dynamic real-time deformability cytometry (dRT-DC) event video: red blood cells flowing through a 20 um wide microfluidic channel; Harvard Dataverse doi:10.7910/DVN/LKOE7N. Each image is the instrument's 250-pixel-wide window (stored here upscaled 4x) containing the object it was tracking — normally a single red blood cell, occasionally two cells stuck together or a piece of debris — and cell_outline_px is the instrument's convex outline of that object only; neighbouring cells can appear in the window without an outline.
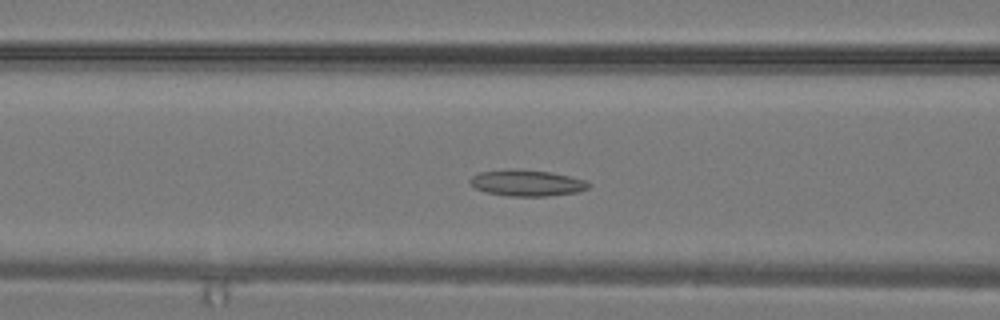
{"species": "common noctule bat (a hibernating species)", "species_latin": "Nyctalus noctula", "temperature_condition": "warm", "stored_images_in_passage": 31, "camera_frame_rate_fps": 3000, "um_per_image_px": 0.085, "animal": {"sex": "male", "body_mass_g": 19.2, "forearm_length_mm": 51.8}, "frame": {"image": 1, "passage_image": 12, "time_ms": 3.667, "image_size_px": [1000, 320], "cell_outline_px": [[592, 184], [588, 188], [576, 192], [548, 196], [508, 196], [484, 192], [476, 188], [468, 180], [472, 176], [480, 172], [508, 168], [512, 168], [548, 172], [588, 180]], "centroid_in_image_um": [44.78, 15.55], "position_along_channel_um": 121.8, "area_um2": 18.21}}
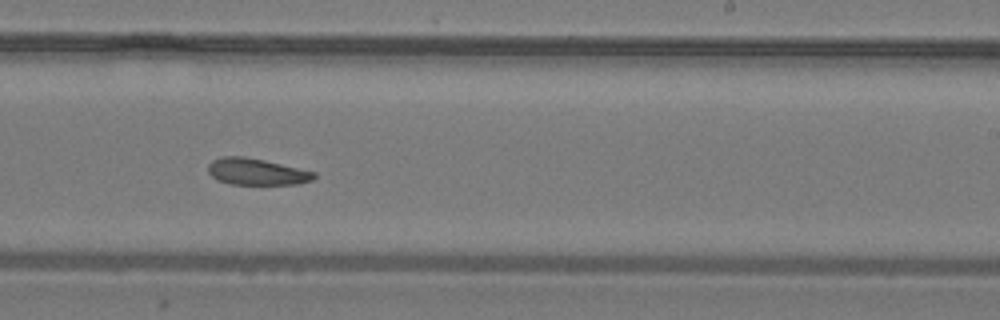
{"frame": {"image": 2, "passage_image": 19, "time_ms": 6.0, "image_size_px": [1000, 320], "cell_outline_px": [[316, 176], [312, 180], [296, 184], [228, 184], [216, 180], [208, 172], [208, 164], [212, 160], [224, 156], [244, 156], [264, 160], [316, 172]], "centroid_in_image_um": [21.78, 14.59], "position_along_channel_um": 267.2, "area_um2": 16.42}}
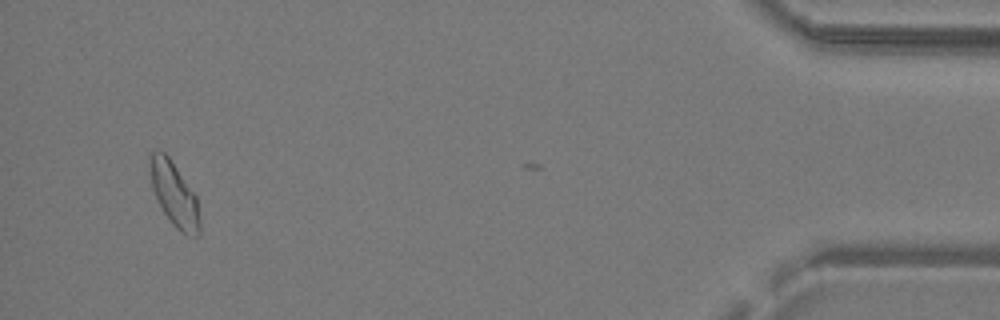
{"frame": {"image": 3, "passage_image": 30, "time_ms": 9.667, "image_size_px": [1000, 320], "cell_outline_px": [[200, 236], [188, 236], [180, 232], [172, 224], [164, 212], [152, 188], [148, 164], [148, 156], [152, 152], [164, 152], [168, 156], [196, 196], [200, 220]], "centroid_in_image_um": [14.81, 16.53], "position_along_channel_um": 420.4, "area_um2": 18.5}}